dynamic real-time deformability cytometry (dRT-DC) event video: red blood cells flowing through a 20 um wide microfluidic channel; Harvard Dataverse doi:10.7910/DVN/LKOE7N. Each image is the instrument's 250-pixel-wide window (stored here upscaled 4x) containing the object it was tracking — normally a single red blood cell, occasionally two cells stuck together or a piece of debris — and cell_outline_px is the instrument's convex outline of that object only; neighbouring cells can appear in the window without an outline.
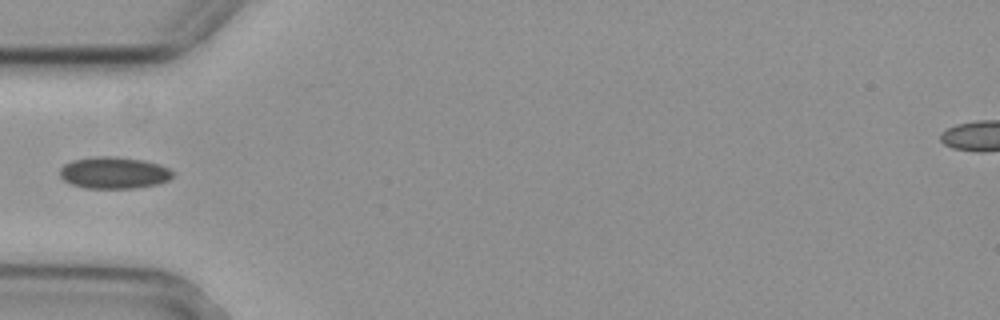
{"species": "common noctule bat (a hibernating species)", "species_latin": "Nyctalus noctula", "temperature_condition": "cold", "stored_images_in_passage": 4, "camera_frame_rate_fps": 3000, "um_per_image_px": 0.085, "animal": {"sex": "female", "body_mass_g": 29.2, "forearm_length_mm": 56.3}, "frame": {"image": 1, "passage_image": 4, "time_ms": 1.0, "image_size_px": [1000, 320], "cell_outline_px": [[176, 172], [168, 180], [156, 184], [136, 188], [84, 188], [72, 184], [64, 180], [60, 176], [60, 168], [64, 164], [72, 160], [96, 156], [112, 156], [144, 160], [160, 164]], "centroid_in_image_um": [9.69, 14.68], "position_along_channel_um": 75.3, "area_um2": 20.98}}